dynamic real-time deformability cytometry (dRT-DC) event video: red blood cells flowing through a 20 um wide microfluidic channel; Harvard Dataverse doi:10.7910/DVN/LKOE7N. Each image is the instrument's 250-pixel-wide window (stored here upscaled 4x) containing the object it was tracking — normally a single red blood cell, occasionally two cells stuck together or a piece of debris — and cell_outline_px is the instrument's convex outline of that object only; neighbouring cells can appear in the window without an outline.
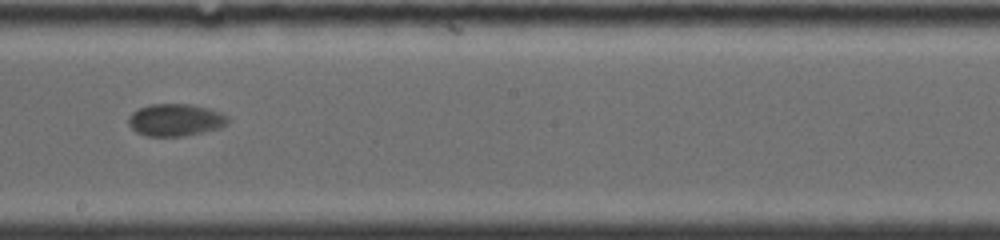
{"species": "common noctule bat (a hibernating species)", "species_latin": "Nyctalus noctula", "temperature_condition": "warm", "stored_images_in_passage": 29, "camera_frame_rate_fps": 5000, "um_per_image_px": 0.085, "animal": {"sex": "female", "body_mass_g": 19.0, "forearm_length_mm": 53.3}, "frame": {"image": 1, "passage_image": 13, "time_ms": 5.4, "image_size_px": [1000, 240], "cell_outline_px": [[228, 124], [220, 128], [204, 132], [184, 136], [148, 136], [136, 132], [128, 124], [128, 116], [132, 112], [140, 108], [152, 104], [188, 104], [208, 108], [220, 112], [228, 116]], "centroid_in_image_um": [14.92, 10.2], "position_along_channel_um": 233.3, "area_um2": 18.73}}
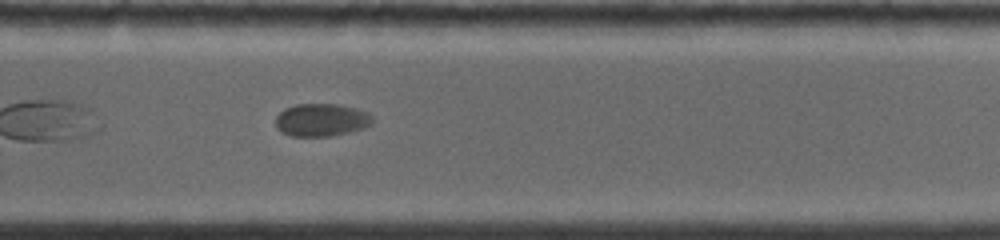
{"frame": {"image": 2, "passage_image": 17, "time_ms": 7.2, "image_size_px": [1000, 240], "cell_outline_px": [[372, 124], [364, 128], [332, 136], [292, 136], [280, 132], [276, 128], [276, 116], [284, 108], [296, 104], [336, 104], [356, 108], [368, 112], [372, 116]], "centroid_in_image_um": [27.3, 10.19], "position_along_channel_um": 302.5, "area_um2": 18.61}, "authors_computed_cell_mechanics": {"area_um2": 18.6116, "velocity_mm_per_s": 3.8513, "shape_relaxation_time_tau1_ms": 3.3134, "shape_relaxation_time_tau2_ms": null, "deformation_change_tau1": 0.0807, "deformation_change_tau2": null}}